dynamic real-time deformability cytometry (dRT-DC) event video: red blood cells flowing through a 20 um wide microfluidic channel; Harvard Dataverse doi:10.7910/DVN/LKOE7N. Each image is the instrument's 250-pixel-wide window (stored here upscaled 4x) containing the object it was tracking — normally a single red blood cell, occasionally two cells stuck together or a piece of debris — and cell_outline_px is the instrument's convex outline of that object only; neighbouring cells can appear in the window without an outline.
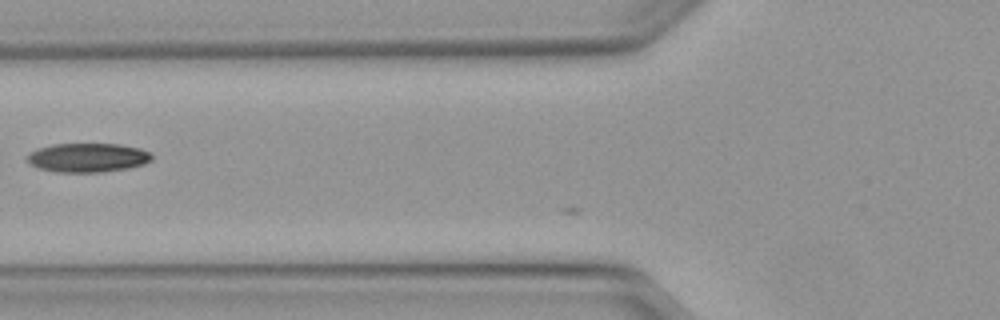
{"species": "Egyptian fruit bat (a non-hibernating species)", "species_latin": "Rousettus aegyptiacus", "temperature_condition": "warm", "stored_images_in_passage": 8, "camera_frame_rate_fps": 3000, "um_per_image_px": 0.085, "animal": {"sex": "female"}, "frame": {"image": 1, "passage_image": 4, "time_ms": 1.0, "image_size_px": [1000, 320], "cell_outline_px": [[152, 160], [144, 164], [128, 168], [104, 172], [56, 172], [36, 168], [28, 164], [28, 152], [52, 144], [120, 144], [140, 148], [152, 152]], "centroid_in_image_um": [7.46, 13.4], "position_along_channel_um": 118.3, "area_um2": 21.33}}